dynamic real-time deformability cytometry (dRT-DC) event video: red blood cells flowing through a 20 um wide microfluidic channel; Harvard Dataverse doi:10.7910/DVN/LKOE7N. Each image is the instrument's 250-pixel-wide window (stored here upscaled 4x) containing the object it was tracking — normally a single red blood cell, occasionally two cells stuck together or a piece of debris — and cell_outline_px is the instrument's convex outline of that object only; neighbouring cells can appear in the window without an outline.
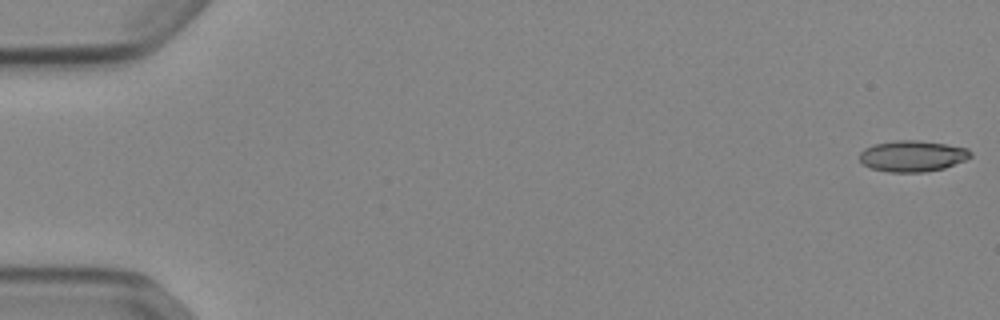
{"species": "Egyptian fruit bat (a non-hibernating species)", "species_latin": "Rousettus aegyptiacus", "temperature_condition": "cold", "stored_images_in_passage": 53, "camera_frame_rate_fps": 3000, "um_per_image_px": 0.085, "animal": {"sex": "female"}, "frame": {"image": 1, "passage_image": 1, "time_ms": 0.0, "image_size_px": [1000, 320], "cell_outline_px": [[972, 156], [964, 160], [944, 168], [924, 172], [888, 172], [872, 168], [864, 164], [860, 160], [860, 152], [864, 148], [872, 144], [896, 140], [920, 140], [968, 148], [972, 152]], "centroid_in_image_um": [77.55, 13.25], "position_along_channel_um": 7.5, "area_um2": 20.11}}
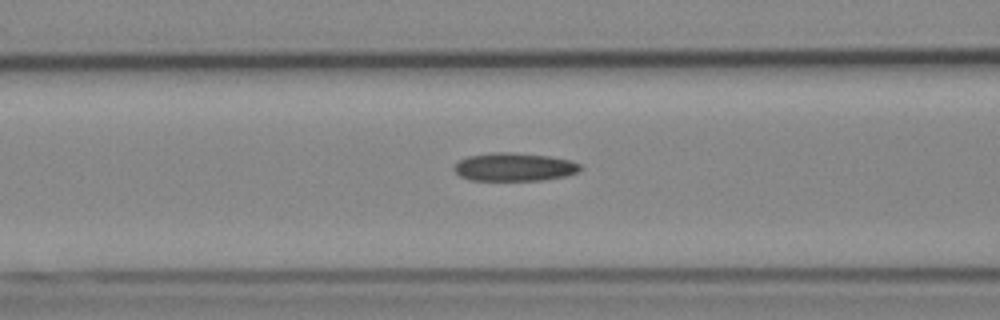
{"frame": {"image": 2, "passage_image": 22, "time_ms": 7.0, "image_size_px": [1000, 320], "cell_outline_px": [[584, 168], [580, 172], [568, 176], [544, 180], [468, 180], [460, 176], [452, 168], [460, 160], [468, 156], [492, 152], [512, 152], [548, 156], [572, 160], [580, 164]], "centroid_in_image_um": [43.77, 14.19], "position_along_channel_um": 122.8, "area_um2": 21.04}}
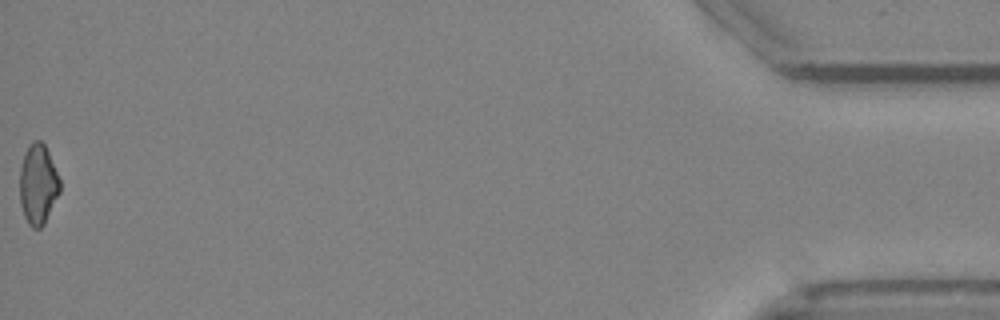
{"frame": {"image": 3, "passage_image": 53, "time_ms": 17.333, "image_size_px": [1000, 320], "cell_outline_px": [[60, 192], [44, 224], [40, 228], [32, 228], [28, 224], [24, 216], [20, 204], [20, 168], [24, 152], [28, 144], [32, 140], [40, 140], [44, 144], [48, 152], [60, 180]], "centroid_in_image_um": [3.22, 15.66], "position_along_channel_um": 432.0, "area_um2": 18.84}}